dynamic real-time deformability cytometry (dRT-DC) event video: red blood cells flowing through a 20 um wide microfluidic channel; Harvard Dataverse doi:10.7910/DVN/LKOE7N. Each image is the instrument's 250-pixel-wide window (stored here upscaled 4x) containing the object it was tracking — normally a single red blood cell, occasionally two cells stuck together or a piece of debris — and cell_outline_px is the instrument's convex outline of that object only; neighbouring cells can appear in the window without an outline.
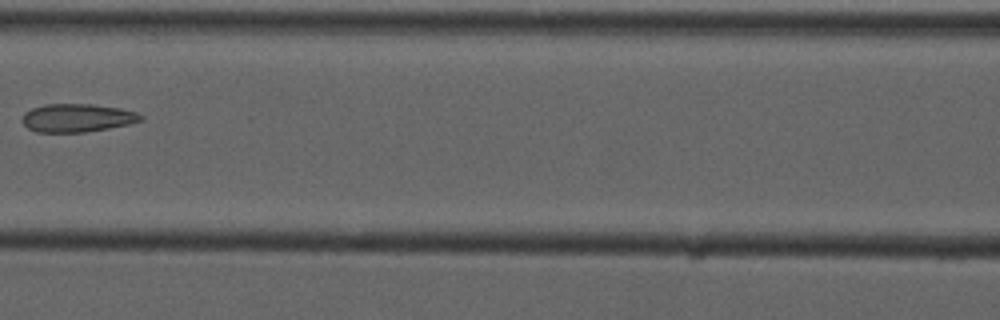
{"species": "common noctule bat (a hibernating species)", "species_latin": "Nyctalus noctula", "temperature_condition": "cold", "stored_images_in_passage": 4, "camera_frame_rate_fps": 3000, "um_per_image_px": 0.085, "animal": {"sex": "male", "forearm_length_mm": 52.5}, "frame": {"image": 1, "passage_image": 3, "time_ms": 2.333, "image_size_px": [1000, 320], "cell_outline_px": [[144, 120], [128, 124], [108, 128], [84, 132], [36, 132], [28, 128], [24, 124], [24, 112], [32, 108], [44, 104], [92, 104], [120, 108], [136, 112], [144, 116]], "centroid_in_image_um": [6.58, 10.01], "position_along_channel_um": 160.0, "area_um2": 19.42}}
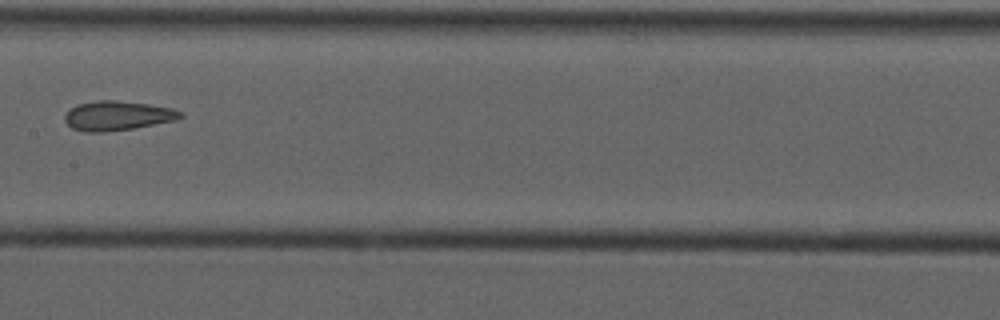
{"frame": {"image": 2, "passage_image": 4, "time_ms": 3.333, "image_size_px": [1000, 320], "cell_outline_px": [[184, 116], [176, 120], [132, 128], [104, 132], [84, 132], [72, 128], [64, 120], [64, 116], [76, 104], [96, 100], [112, 100], [148, 104], [172, 108], [180, 112]], "centroid_in_image_um": [9.96, 9.83], "position_along_channel_um": 197.4, "area_um2": 19.65}}